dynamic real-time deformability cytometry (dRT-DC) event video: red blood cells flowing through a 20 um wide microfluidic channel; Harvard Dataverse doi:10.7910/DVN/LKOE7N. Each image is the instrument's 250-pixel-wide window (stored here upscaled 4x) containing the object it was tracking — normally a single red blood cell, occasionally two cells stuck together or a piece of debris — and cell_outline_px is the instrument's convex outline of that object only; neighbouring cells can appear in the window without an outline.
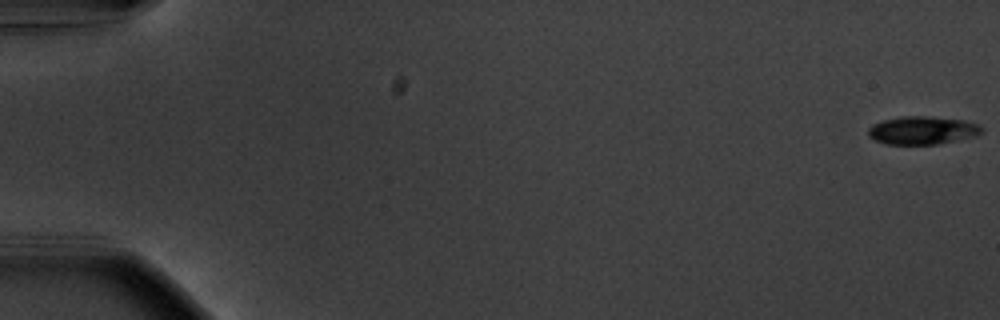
{"species": "common noctule bat (a hibernating species)", "species_latin": "Nyctalus noctula", "temperature_condition": "warm", "stored_images_in_passage": 56, "camera_frame_rate_fps": 3000, "um_per_image_px": 0.085, "animal": {"sex": "male", "body_mass_g": 20.1, "forearm_length_mm": 53.5}, "frame": {"image": 1, "passage_image": 1, "time_ms": 0.0, "image_size_px": [1000, 320], "cell_outline_px": [[984, 132], [976, 136], [936, 144], [884, 144], [868, 136], [868, 128], [872, 124], [884, 120], [900, 116], [928, 116], [964, 120], [976, 124], [984, 128]], "centroid_in_image_um": [78.4, 11.07], "position_along_channel_um": 6.6, "area_um2": 18.61}}
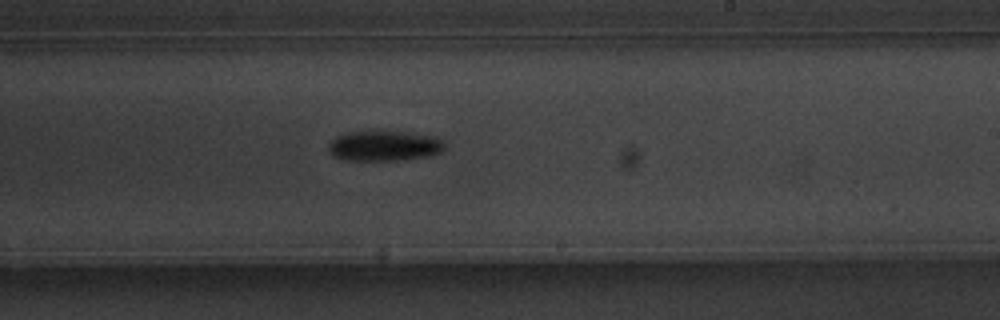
{"frame": {"image": 2, "passage_image": 35, "time_ms": 11.333, "image_size_px": [1000, 320], "cell_outline_px": [[444, 148], [440, 152], [432, 156], [396, 160], [344, 160], [332, 156], [328, 152], [328, 144], [336, 136], [344, 132], [380, 128], [436, 136], [444, 140]], "centroid_in_image_um": [32.63, 12.35], "position_along_channel_um": 256.4, "area_um2": 21.56}}
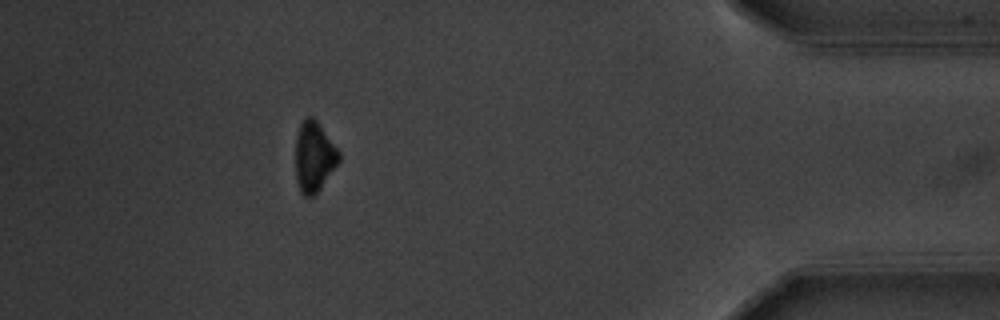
{"frame": {"image": 3, "passage_image": 51, "time_ms": 16.667, "image_size_px": [1000, 320], "cell_outline_px": [[340, 160], [320, 188], [312, 196], [304, 196], [300, 192], [296, 180], [296, 136], [300, 124], [304, 116], [312, 116], [316, 120], [340, 152]], "centroid_in_image_um": [26.68, 13.3], "position_along_channel_um": 408.5, "area_um2": 17.63}, "authors_computed_cell_mechanics": {"area_um2": 19.0451, "velocity_mm_per_s": 3.6995, "shape_relaxation_time_tau1_ms": 2.3019, "shape_relaxation_time_tau2_ms": null, "deformation_change_tau1": 0.1354, "deformation_change_tau2": null}}